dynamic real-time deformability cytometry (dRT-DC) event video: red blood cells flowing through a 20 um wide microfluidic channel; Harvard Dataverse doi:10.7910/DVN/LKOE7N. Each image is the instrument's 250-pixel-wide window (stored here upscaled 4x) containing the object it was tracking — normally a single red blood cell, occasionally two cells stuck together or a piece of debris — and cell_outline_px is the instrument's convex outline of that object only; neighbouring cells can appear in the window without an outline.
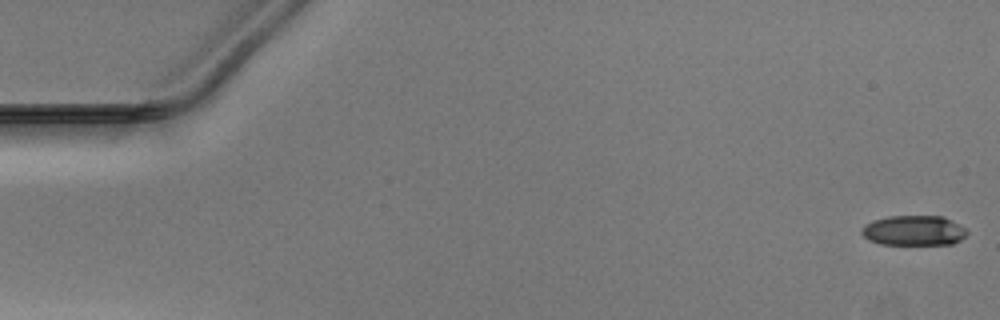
{"species": "Egyptian fruit bat (a non-hibernating species)", "species_latin": "Rousettus aegyptiacus", "temperature_condition": "warm", "stored_images_in_passage": 51, "camera_frame_rate_fps": 3000, "um_per_image_px": 0.085, "animal": {"sex": "male"}, "frame": {"image": 1, "passage_image": 1, "time_ms": 0.0, "image_size_px": [1000, 320], "cell_outline_px": [[968, 232], [960, 240], [952, 244], [880, 244], [868, 240], [860, 232], [860, 228], [864, 224], [872, 220], [888, 216], [944, 216], [960, 224]], "centroid_in_image_um": [77.64, 19.58], "position_along_channel_um": 7.4, "area_um2": 18.61}}
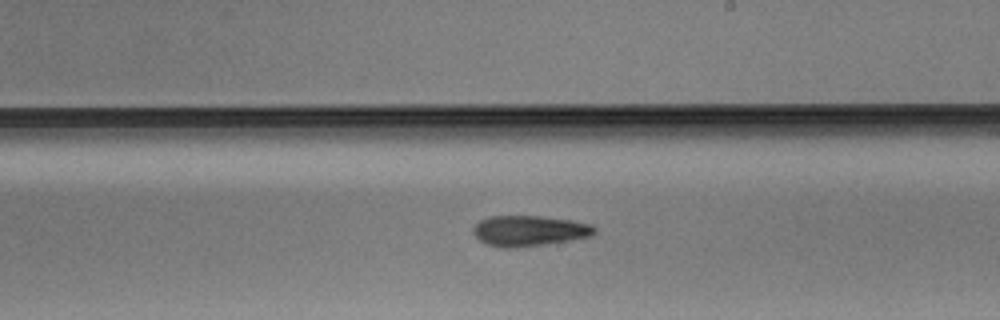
{"frame": {"image": 2, "passage_image": 30, "time_ms": 9.667, "image_size_px": [1000, 320], "cell_outline_px": [[596, 232], [592, 236], [544, 244], [516, 248], [504, 248], [484, 244], [472, 232], [472, 228], [480, 220], [488, 216], [540, 216], [572, 220], [592, 224], [596, 228]], "centroid_in_image_um": [44.97, 19.61], "position_along_channel_um": 244.0, "area_um2": 21.73}}
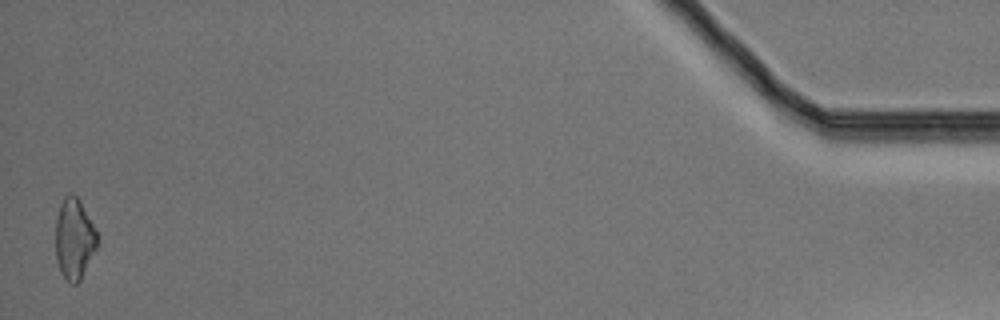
{"frame": {"image": 3, "passage_image": 51, "time_ms": 16.667, "image_size_px": [1000, 320], "cell_outline_px": [[100, 240], [80, 280], [76, 284], [72, 284], [60, 272], [56, 260], [56, 216], [60, 204], [64, 196], [68, 192], [72, 192], [80, 200]], "centroid_in_image_um": [6.3, 20.27], "position_along_channel_um": 428.9, "area_um2": 19.59}}